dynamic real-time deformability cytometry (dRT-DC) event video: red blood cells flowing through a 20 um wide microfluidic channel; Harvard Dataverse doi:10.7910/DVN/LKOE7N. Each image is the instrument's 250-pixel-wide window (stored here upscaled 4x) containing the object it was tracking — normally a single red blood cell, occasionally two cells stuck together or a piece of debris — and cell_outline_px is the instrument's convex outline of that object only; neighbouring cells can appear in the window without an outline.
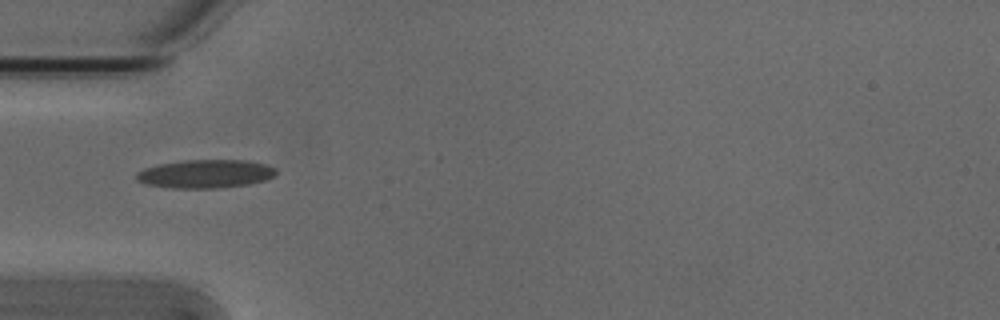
{"species": "Egyptian fruit bat (a non-hibernating species)", "species_latin": "Rousettus aegyptiacus", "temperature_condition": "cold", "stored_images_in_passage": 3, "camera_frame_rate_fps": 3000, "um_per_image_px": 0.085, "animal": {"sex": "male"}, "frame": {"image": 1, "passage_image": 1, "time_ms": 0.0, "image_size_px": [1000, 320], "cell_outline_px": [[276, 172], [268, 180], [248, 184], [216, 188], [172, 188], [144, 184], [136, 180], [136, 172], [144, 168], [160, 164], [184, 160], [248, 160], [268, 164], [276, 168]], "centroid_in_image_um": [17.47, 14.77], "position_along_channel_um": 67.5, "area_um2": 23.29}}
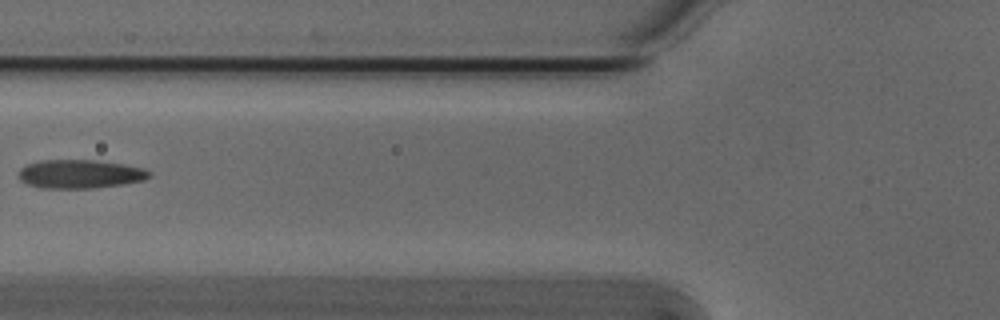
{"frame": {"image": 2, "passage_image": 2, "time_ms": 0.333, "image_size_px": [1000, 320], "cell_outline_px": [[152, 176], [144, 180], [120, 184], [92, 188], [40, 188], [28, 184], [20, 180], [16, 176], [20, 168], [28, 164], [40, 160], [96, 160], [124, 164], [144, 168], [152, 172]], "centroid_in_image_um": [6.79, 14.78], "position_along_channel_um": 119.0, "area_um2": 21.96}}